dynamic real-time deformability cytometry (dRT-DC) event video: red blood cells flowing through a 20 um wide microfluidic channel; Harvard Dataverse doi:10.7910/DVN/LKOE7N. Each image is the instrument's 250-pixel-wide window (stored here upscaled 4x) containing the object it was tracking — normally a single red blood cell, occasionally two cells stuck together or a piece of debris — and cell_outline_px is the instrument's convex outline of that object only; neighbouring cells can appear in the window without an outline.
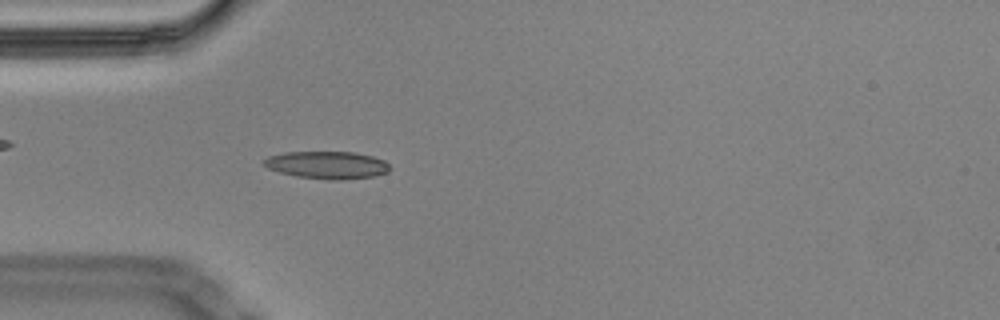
{"species": "Egyptian fruit bat (a non-hibernating species)", "species_latin": "Rousettus aegyptiacus", "temperature_condition": "cold", "stored_images_in_passage": 58, "segment_of_instrument_passage": [1, 2], "camera_frame_rate_fps": 3000, "um_per_image_px": 0.085, "animal": {"sex": "male"}, "frame": {"image": 1, "passage_image": 17, "time_ms": 5.333, "image_size_px": [1000, 320], "cell_outline_px": [[388, 172], [372, 176], [336, 180], [332, 180], [296, 176], [280, 172], [268, 168], [260, 164], [268, 156], [284, 152], [356, 152], [372, 156], [384, 160], [388, 164]], "centroid_in_image_um": [27.76, 14.01], "position_along_channel_um": 57.2, "area_um2": 20.06}}
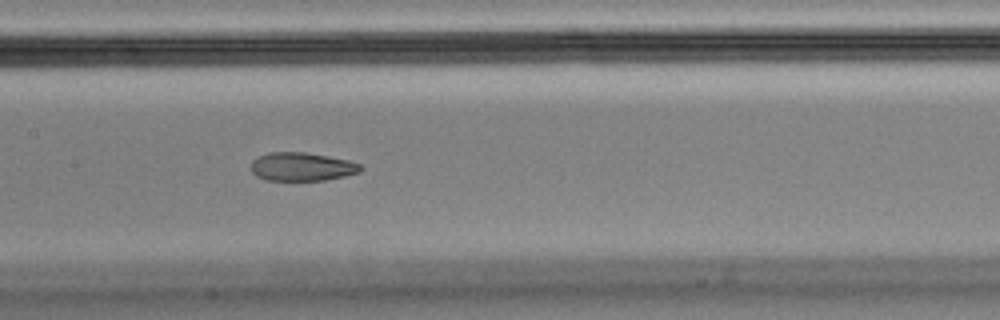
{"frame": {"image": 2, "passage_image": 28, "time_ms": 9.0, "image_size_px": [1000, 320], "cell_outline_px": [[364, 168], [360, 172], [344, 176], [324, 180], [264, 180], [256, 176], [252, 172], [252, 160], [268, 152], [304, 152], [328, 156], [348, 160], [360, 164]], "centroid_in_image_um": [25.66, 14.17], "position_along_channel_um": 181.7, "area_um2": 18.15}}
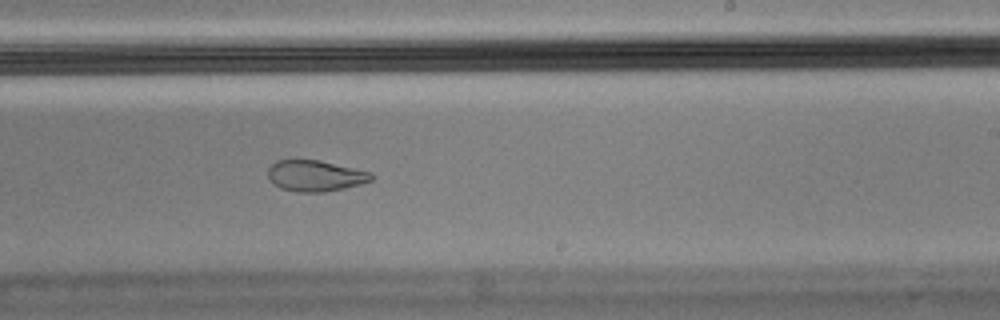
{"frame": {"image": 3, "passage_image": 35, "time_ms": 11.333, "image_size_px": [1000, 320], "cell_outline_px": [[376, 176], [372, 180], [360, 184], [344, 188], [324, 192], [300, 192], [280, 188], [272, 184], [268, 176], [268, 168], [276, 160], [320, 160], [372, 172]], "centroid_in_image_um": [26.81, 14.94], "position_along_channel_um": 262.2, "area_um2": 18.84}}